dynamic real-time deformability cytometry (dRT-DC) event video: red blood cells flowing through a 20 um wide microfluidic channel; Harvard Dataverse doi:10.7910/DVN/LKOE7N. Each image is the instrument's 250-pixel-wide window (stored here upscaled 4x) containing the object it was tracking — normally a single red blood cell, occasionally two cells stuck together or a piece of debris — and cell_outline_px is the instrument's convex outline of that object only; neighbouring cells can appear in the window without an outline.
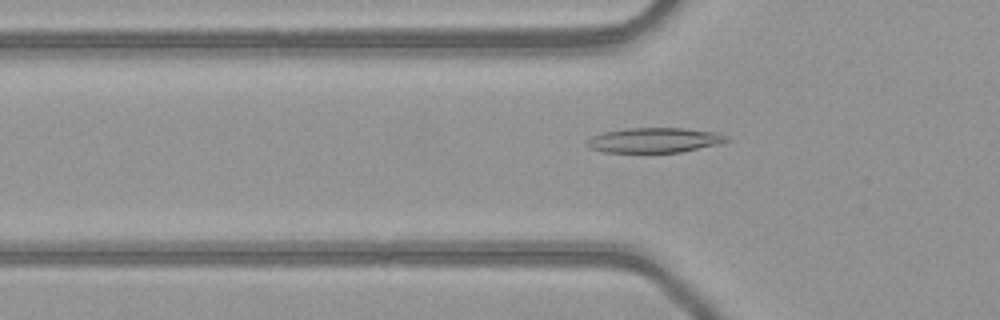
{"species": "common noctule bat (a hibernating species)", "species_latin": "Nyctalus noctula", "temperature_condition": "warm", "stored_images_in_passage": 42, "camera_frame_rate_fps": 3000, "um_per_image_px": 0.085, "animal": {"sex": "female", "body_mass_g": 21.9}, "frame": {"image": 1, "passage_image": 15, "time_ms": 4.667, "image_size_px": [1000, 320], "cell_outline_px": [[732, 140], [720, 144], [680, 152], [604, 152], [588, 148], [584, 144], [592, 136], [604, 132], [628, 128], [684, 128], [720, 132], [728, 136]], "centroid_in_image_um": [55.67, 11.91], "position_along_channel_um": 70.1, "area_um2": 20.52}}
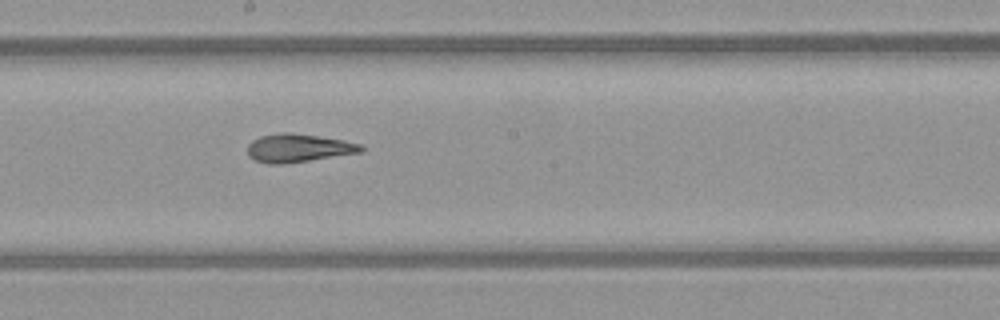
{"frame": {"image": 2, "passage_image": 26, "time_ms": 8.333, "image_size_px": [1000, 320], "cell_outline_px": [[364, 148], [360, 152], [284, 164], [268, 164], [256, 160], [248, 156], [248, 144], [252, 140], [260, 136], [284, 132], [288, 132], [344, 140], [364, 144]], "centroid_in_image_um": [25.35, 12.58], "position_along_channel_um": 222.9, "area_um2": 18.55}}
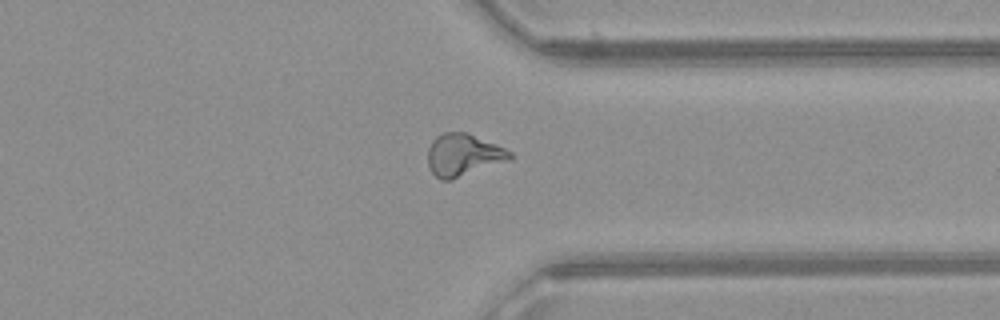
{"frame": {"image": 3, "passage_image": 37, "time_ms": 12.0, "image_size_px": [1000, 320], "cell_outline_px": [[512, 160], [452, 180], [440, 180], [432, 172], [428, 164], [428, 148], [432, 140], [436, 136], [444, 132], [468, 132], [504, 148], [512, 152]], "centroid_in_image_um": [39.39, 13.18], "position_along_channel_um": 372.0, "area_um2": 20.46}}